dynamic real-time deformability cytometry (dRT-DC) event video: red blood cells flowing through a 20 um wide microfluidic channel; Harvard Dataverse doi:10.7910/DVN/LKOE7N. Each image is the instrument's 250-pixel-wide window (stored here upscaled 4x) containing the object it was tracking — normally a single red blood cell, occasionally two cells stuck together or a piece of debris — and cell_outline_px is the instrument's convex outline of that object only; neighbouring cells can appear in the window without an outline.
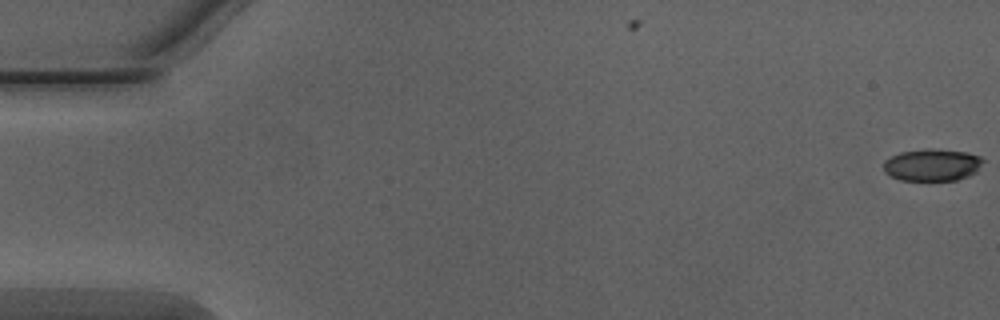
{"species": "Egyptian fruit bat (a non-hibernating species)", "species_latin": "Rousettus aegyptiacus", "temperature_condition": "warm", "stored_images_in_passage": 51, "camera_frame_rate_fps": 3000, "um_per_image_px": 0.085, "animal": {"sex": "male"}, "frame": {"image": 1, "passage_image": 1, "time_ms": 0.0, "image_size_px": [1000, 320], "cell_outline_px": [[984, 160], [976, 172], [968, 176], [956, 180], [900, 180], [884, 172], [884, 160], [900, 152], [924, 148], [932, 148], [968, 152], [980, 156]], "centroid_in_image_um": [79.24, 14.0], "position_along_channel_um": 5.8, "area_um2": 18.73}}
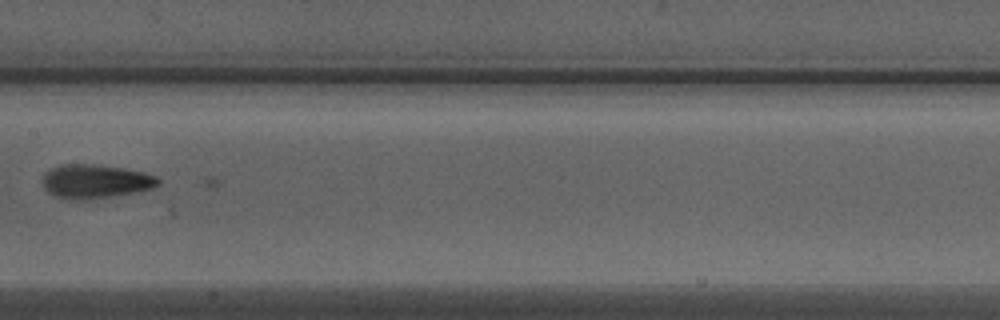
{"frame": {"image": 2, "passage_image": 27, "time_ms": 8.667, "image_size_px": [1000, 320], "cell_outline_px": [[160, 184], [152, 188], [132, 192], [88, 200], [84, 200], [56, 196], [48, 192], [44, 188], [44, 172], [60, 164], [92, 164], [120, 168], [144, 172], [156, 176], [160, 180]], "centroid_in_image_um": [8.1, 15.4], "position_along_channel_um": 199.3, "area_um2": 22.43}}
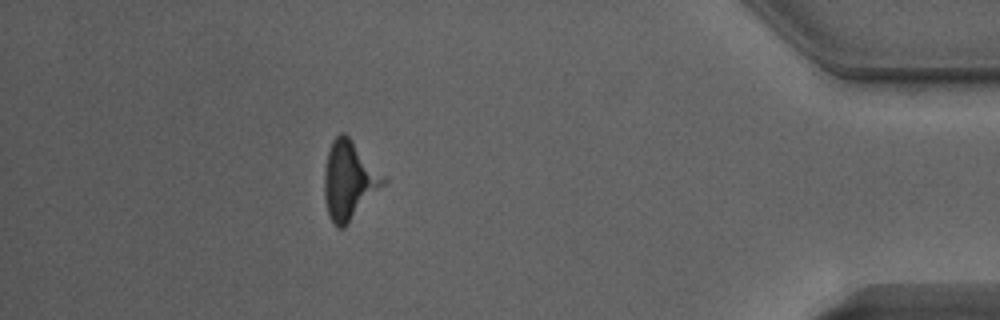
{"frame": {"image": 3, "passage_image": 46, "time_ms": 15.0, "image_size_px": [1000, 320], "cell_outline_px": [[388, 180], [344, 228], [336, 228], [328, 216], [324, 196], [324, 168], [328, 152], [332, 140], [340, 132], [344, 132], [352, 140]], "centroid_in_image_um": [29.64, 15.34], "position_along_channel_um": 405.6, "area_um2": 26.82}, "authors_computed_cell_mechanics": {"area_um2": 20.4034, "velocity_mm_per_s": 4.0872, "shape_relaxation_time_tau1_ms": null, "shape_relaxation_time_tau2_ms": 3.2181, "deformation_change_tau1": null, "deformation_change_tau2": 0.1013}}